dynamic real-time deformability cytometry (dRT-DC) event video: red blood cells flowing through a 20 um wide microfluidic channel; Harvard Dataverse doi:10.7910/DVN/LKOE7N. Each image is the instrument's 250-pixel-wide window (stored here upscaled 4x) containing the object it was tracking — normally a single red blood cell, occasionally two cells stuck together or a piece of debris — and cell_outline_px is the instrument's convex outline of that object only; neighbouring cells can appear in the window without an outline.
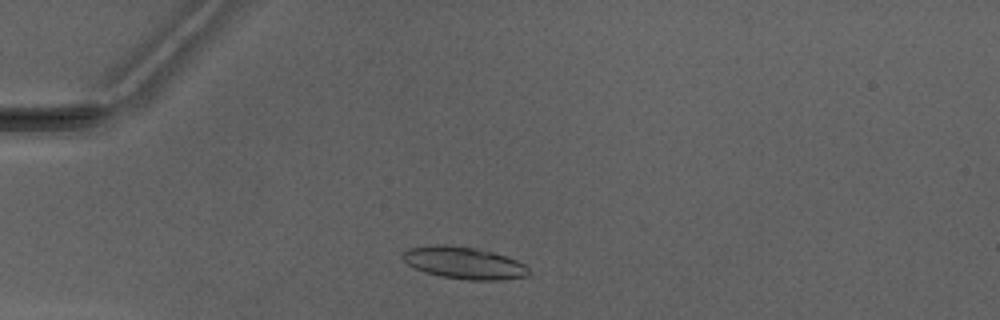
{"species": "Egyptian fruit bat (a non-hibernating species)", "species_latin": "Rousettus aegyptiacus", "temperature_condition": "warm", "stored_images_in_passage": 3, "camera_frame_rate_fps": 3000, "um_per_image_px": 0.085, "animal": {"sex": "male"}, "frame": {"image": 1, "passage_image": 1, "time_ms": 0.0, "image_size_px": [1000, 320], "cell_outline_px": [[528, 272], [524, 276], [500, 280], [468, 280], [440, 276], [424, 272], [408, 264], [400, 256], [404, 252], [412, 248], [432, 244], [452, 244], [476, 248], [492, 252], [516, 260], [524, 264], [528, 268]], "centroid_in_image_um": [39.4, 22.33], "position_along_channel_um": 45.6, "area_um2": 23.41}}
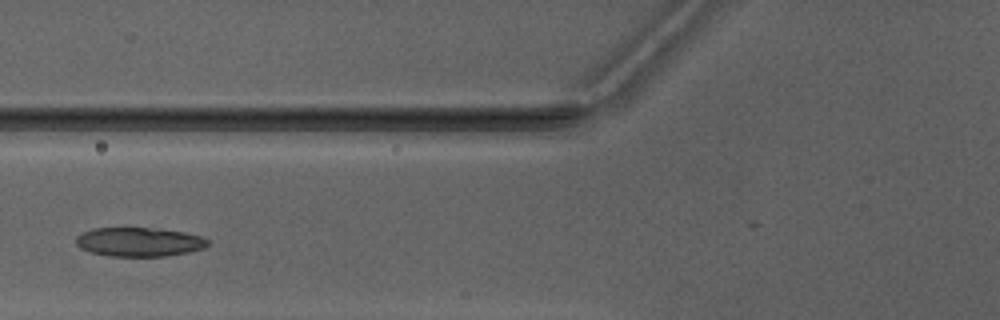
{"frame": {"image": 2, "passage_image": 3, "time_ms": 2.333, "image_size_px": [1000, 320], "cell_outline_px": [[208, 244], [204, 248], [188, 252], [164, 256], [108, 256], [92, 252], [80, 248], [76, 244], [76, 236], [92, 228], [160, 228], [184, 232], [200, 236], [208, 240]], "centroid_in_image_um": [11.82, 20.56], "position_along_channel_um": 114.0, "area_um2": 22.25}}